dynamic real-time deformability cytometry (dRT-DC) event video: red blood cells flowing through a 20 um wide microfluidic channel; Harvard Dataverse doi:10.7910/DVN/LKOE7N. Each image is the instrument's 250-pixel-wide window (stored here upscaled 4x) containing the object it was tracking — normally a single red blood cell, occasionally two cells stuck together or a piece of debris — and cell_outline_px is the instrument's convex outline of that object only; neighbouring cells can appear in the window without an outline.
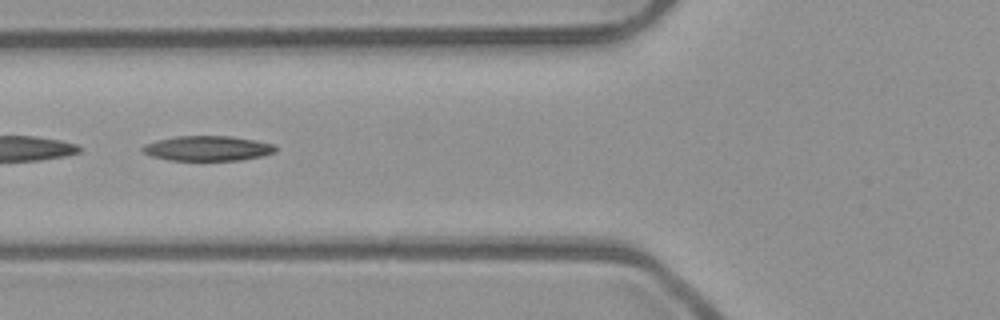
{"species": "common noctule bat (a hibernating species)", "species_latin": "Nyctalus noctula", "temperature_condition": "room temperature", "stored_images_in_passage": 37, "camera_frame_rate_fps": 3000, "um_per_image_px": 0.085, "animal": {"sex": "male", "body_mass_g": 23.1, "forearm_length_mm": 52.7}, "frame": {"image": 1, "passage_image": 6, "time_ms": 1.667, "image_size_px": [1000, 320], "cell_outline_px": [[276, 152], [264, 156], [240, 160], [168, 160], [152, 156], [144, 152], [140, 148], [144, 144], [176, 136], [232, 136], [256, 140], [276, 144]], "centroid_in_image_um": [17.71, 12.61], "position_along_channel_um": 108.1, "area_um2": 19.42}}